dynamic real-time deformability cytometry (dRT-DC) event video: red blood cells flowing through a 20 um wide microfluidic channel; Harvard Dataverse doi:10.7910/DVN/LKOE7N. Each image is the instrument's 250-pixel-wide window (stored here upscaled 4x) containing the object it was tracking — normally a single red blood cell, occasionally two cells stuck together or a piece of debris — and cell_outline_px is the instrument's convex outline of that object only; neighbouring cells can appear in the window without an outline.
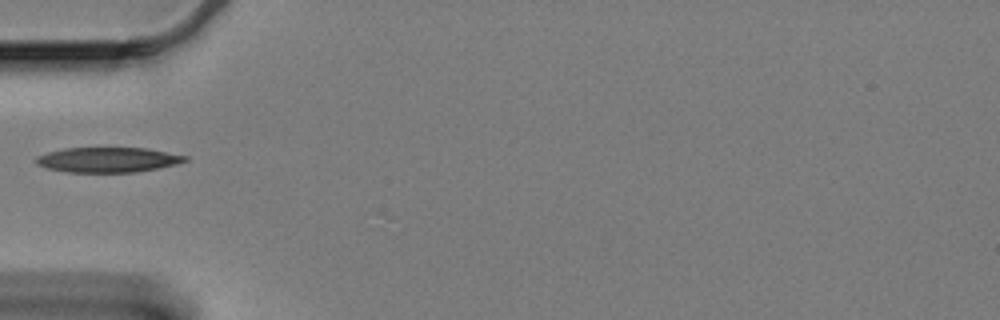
{"species": "Egyptian fruit bat (a non-hibernating species)", "species_latin": "Rousettus aegyptiacus", "temperature_condition": "cold", "stored_images_in_passage": 25, "camera_frame_rate_fps": 3000, "um_per_image_px": 0.085, "animal": {"sex": "female"}, "frame": {"image": 1, "passage_image": 1, "time_ms": 0.0, "image_size_px": [1000, 320], "cell_outline_px": [[188, 160], [176, 164], [136, 172], [68, 172], [48, 168], [36, 164], [36, 156], [48, 152], [64, 148], [148, 148], [188, 156]], "centroid_in_image_um": [9.17, 13.57], "position_along_channel_um": 75.8, "area_um2": 21.62}}
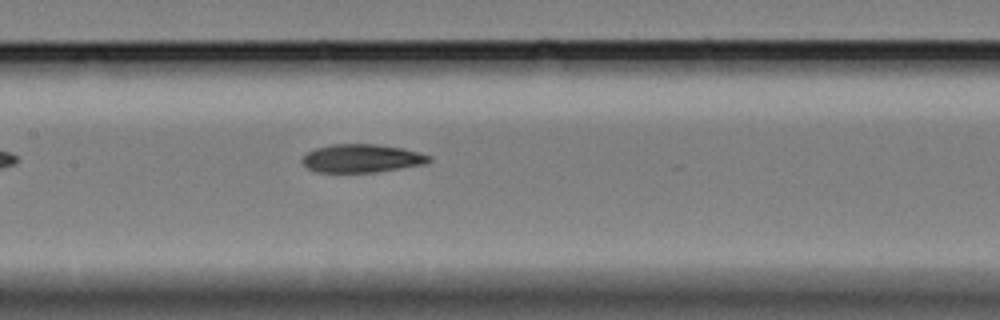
{"frame": {"image": 2, "passage_image": 10, "time_ms": 3.0, "image_size_px": [1000, 320], "cell_outline_px": [[432, 160], [424, 164], [376, 172], [316, 172], [308, 168], [300, 160], [308, 152], [316, 148], [332, 144], [376, 144], [400, 148], [432, 156]], "centroid_in_image_um": [30.73, 13.46], "position_along_channel_um": 176.7, "area_um2": 20.69}}
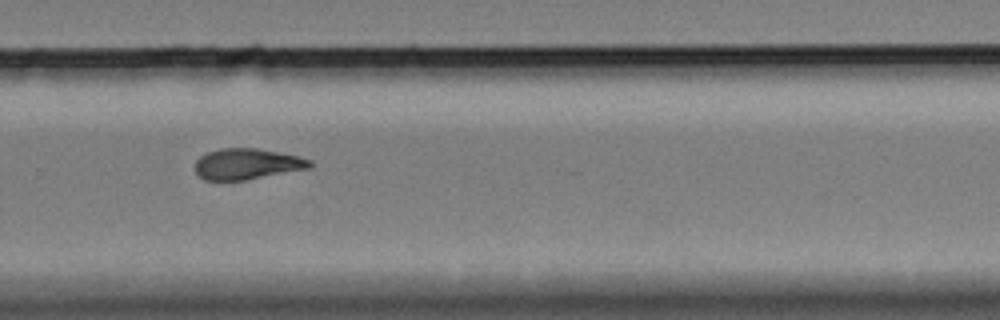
{"frame": {"image": 3, "passage_image": 22, "time_ms": 7.0, "image_size_px": [1000, 320], "cell_outline_px": [[312, 168], [244, 180], [204, 180], [196, 172], [196, 160], [200, 156], [208, 152], [220, 148], [256, 148], [300, 156], [312, 160]], "centroid_in_image_um": [21.03, 13.93], "position_along_channel_um": 308.8, "area_um2": 20.69}}